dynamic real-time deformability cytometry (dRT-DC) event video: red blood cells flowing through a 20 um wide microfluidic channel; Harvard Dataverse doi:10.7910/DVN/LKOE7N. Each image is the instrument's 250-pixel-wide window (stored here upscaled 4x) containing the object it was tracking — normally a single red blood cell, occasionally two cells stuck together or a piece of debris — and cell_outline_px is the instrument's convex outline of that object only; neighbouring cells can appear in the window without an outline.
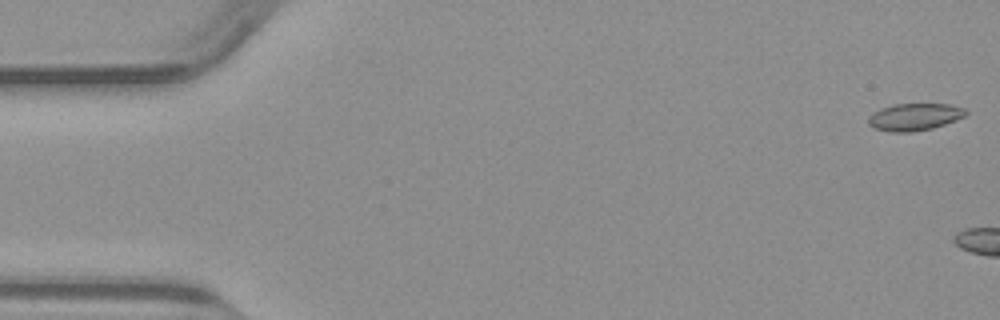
{"species": "common noctule bat (a hibernating species)", "species_latin": "Nyctalus noctula", "temperature_condition": "warm", "stored_images_in_passage": 13, "camera_frame_rate_fps": 3000, "um_per_image_px": 0.085, "animal": {"sex": "male", "body_mass_g": 23.1, "forearm_length_mm": 52.7}, "frame": {"image": 1, "passage_image": 1, "time_ms": 0.0, "image_size_px": [1000, 320], "cell_outline_px": [[968, 112], [964, 116], [956, 120], [932, 128], [912, 132], [888, 132], [872, 128], [868, 124], [868, 116], [872, 112], [880, 108], [896, 104], [948, 104], [964, 108]], "centroid_in_image_um": [77.68, 9.94], "position_along_channel_um": 7.3, "area_um2": 15.55}}